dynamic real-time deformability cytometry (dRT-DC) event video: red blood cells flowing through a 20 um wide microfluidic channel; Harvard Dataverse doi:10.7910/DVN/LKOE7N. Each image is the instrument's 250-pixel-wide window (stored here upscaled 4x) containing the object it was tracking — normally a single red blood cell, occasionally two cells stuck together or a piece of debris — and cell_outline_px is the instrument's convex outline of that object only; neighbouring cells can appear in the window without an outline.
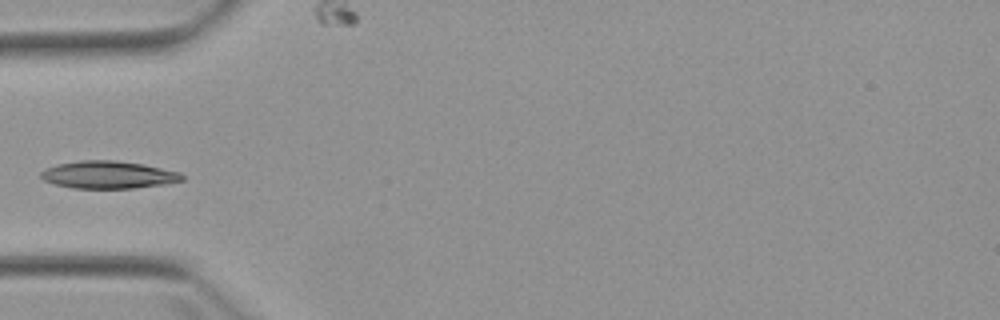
{"species": "Egyptian fruit bat (a non-hibernating species)", "species_latin": "Rousettus aegyptiacus", "temperature_condition": "warm", "stored_images_in_passage": 6, "camera_frame_rate_fps": 3000, "um_per_image_px": 0.085, "animal": {"sex": "female"}, "frame": {"image": 1, "passage_image": 5, "time_ms": 4.667, "image_size_px": [1000, 320], "cell_outline_px": [[184, 180], [168, 184], [136, 188], [72, 188], [56, 184], [44, 180], [40, 176], [40, 172], [44, 168], [56, 164], [80, 160], [116, 160], [144, 164], [180, 172], [184, 176]], "centroid_in_image_um": [9.22, 14.85], "position_along_channel_um": 75.8, "area_um2": 22.89}}